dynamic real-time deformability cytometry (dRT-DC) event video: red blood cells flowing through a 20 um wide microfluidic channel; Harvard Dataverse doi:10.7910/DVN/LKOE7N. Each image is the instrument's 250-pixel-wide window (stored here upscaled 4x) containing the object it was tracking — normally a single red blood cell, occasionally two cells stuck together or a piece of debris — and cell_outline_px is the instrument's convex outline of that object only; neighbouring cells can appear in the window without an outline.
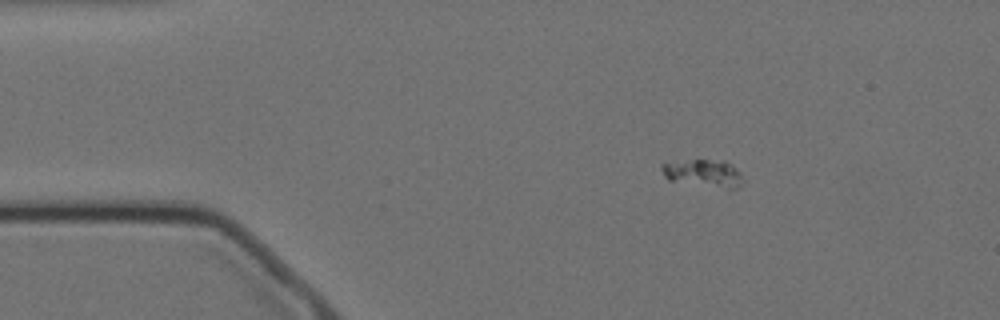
{"species": "Egyptian fruit bat (a non-hibernating species)", "species_latin": "Rousettus aegyptiacus", "temperature_condition": "cold", "stored_images_in_passage": 50, "camera_frame_rate_fps": 3000, "um_per_image_px": 0.085, "animal": {"sex": "female"}, "frame": {"image": 1, "passage_image": 1, "time_ms": 0.0, "image_size_px": [1000, 320], "cell_outline_px": [[740, 184], [736, 188], [728, 188], [668, 180], [664, 176], [660, 168], [660, 164], [692, 160], [724, 160], [732, 164], [740, 172]], "centroid_in_image_um": [59.77, 14.7], "position_along_channel_um": 25.2, "area_um2": 12.6}}
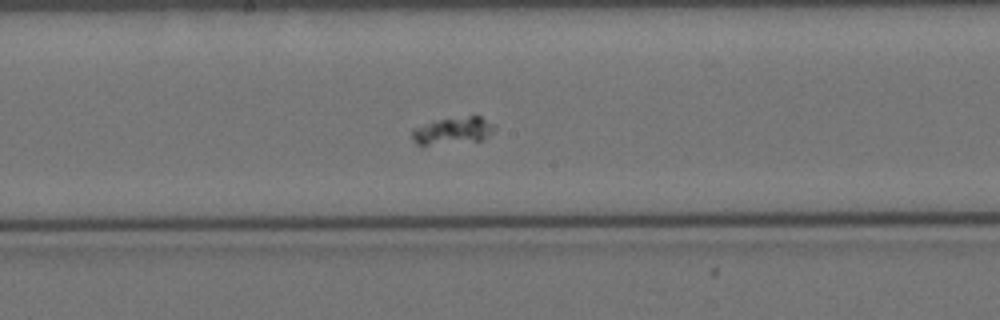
{"frame": {"image": 2, "passage_image": 22, "time_ms": 7.0, "image_size_px": [1000, 320], "cell_outline_px": [[496, 128], [488, 136], [480, 140], [428, 144], [416, 144], [412, 140], [412, 128], [432, 120], [468, 116], [480, 116], [492, 124]], "centroid_in_image_um": [38.45, 11.08], "position_along_channel_um": 209.7, "area_um2": 12.83}}
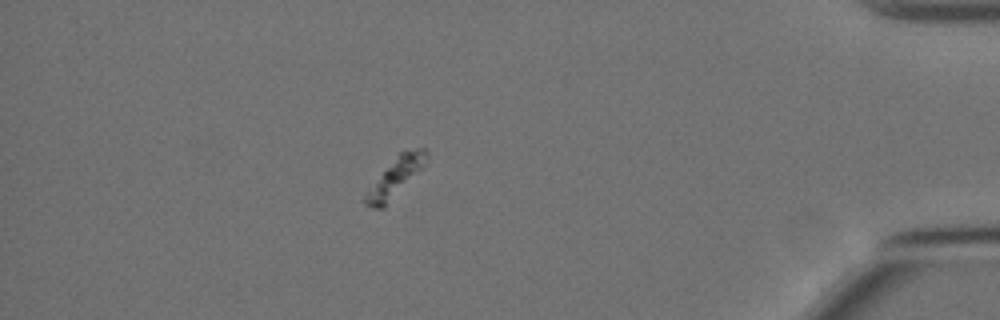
{"frame": {"image": 3, "passage_image": 43, "time_ms": 14.0, "image_size_px": [1000, 320], "cell_outline_px": [[428, 160], [384, 208], [372, 208], [364, 204], [364, 200], [368, 192], [400, 152], [416, 148], [424, 148], [428, 152]], "centroid_in_image_um": [33.66, 15.07], "position_along_channel_um": 401.5, "area_um2": 12.77}}